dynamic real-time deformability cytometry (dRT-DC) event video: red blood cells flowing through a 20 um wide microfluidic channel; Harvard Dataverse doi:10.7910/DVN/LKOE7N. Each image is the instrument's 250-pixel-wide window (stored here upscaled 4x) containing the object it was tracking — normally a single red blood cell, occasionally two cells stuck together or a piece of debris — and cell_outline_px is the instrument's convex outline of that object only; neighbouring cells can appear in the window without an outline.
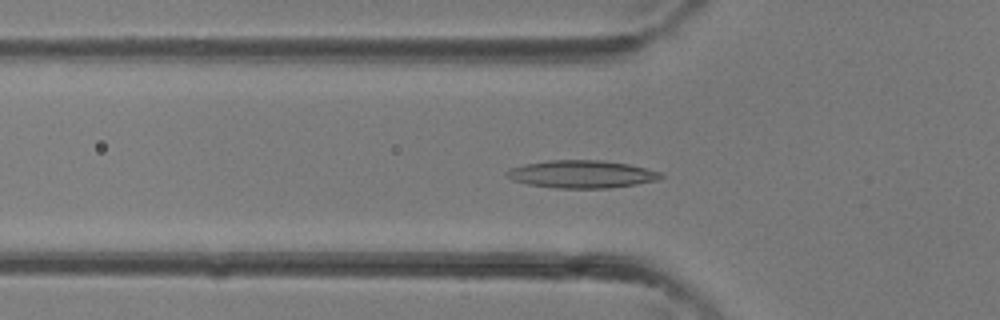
{"species": "common noctule bat (a hibernating species)", "species_latin": "Nyctalus noctula", "temperature_condition": "room temperature", "stored_images_in_passage": 38, "camera_frame_rate_fps": 3000, "um_per_image_px": 0.085, "animal": {"sex": "female"}, "frame": {"image": 1, "passage_image": 12, "time_ms": 3.667, "image_size_px": [1000, 320], "cell_outline_px": [[664, 176], [656, 180], [636, 184], [608, 188], [556, 188], [528, 184], [512, 180], [504, 176], [504, 172], [512, 168], [524, 164], [548, 160], [600, 160], [628, 164], [660, 172]], "centroid_in_image_um": [49.39, 14.8], "position_along_channel_um": 76.4, "area_um2": 24.74}}
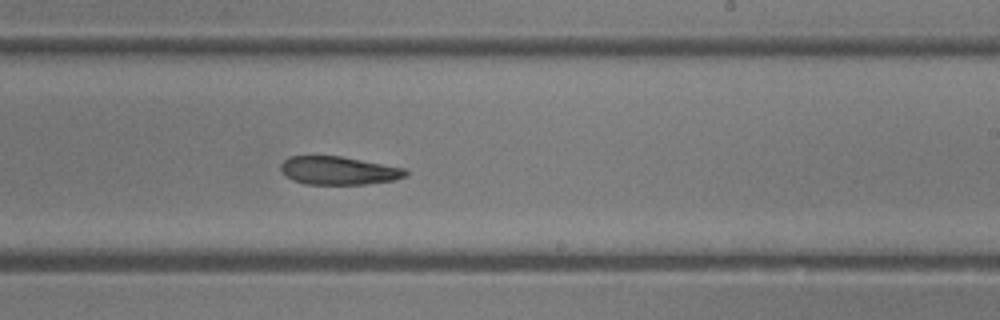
{"frame": {"image": 2, "passage_image": 22, "time_ms": 7.0, "image_size_px": [1000, 320], "cell_outline_px": [[408, 176], [396, 180], [364, 184], [304, 184], [292, 180], [284, 176], [280, 172], [280, 164], [288, 156], [340, 156], [408, 168]], "centroid_in_image_um": [28.79, 14.5], "position_along_channel_um": 260.2, "area_um2": 20.92}}
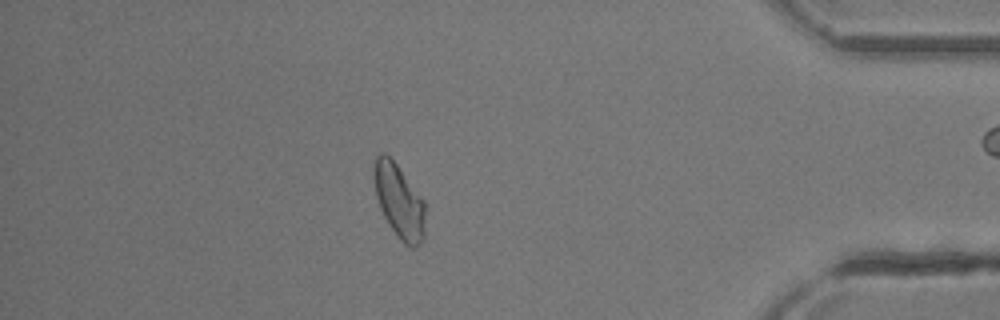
{"frame": {"image": 3, "passage_image": 32, "time_ms": 10.333, "image_size_px": [1000, 320], "cell_outline_px": [[428, 208], [424, 240], [416, 248], [408, 248], [400, 240], [388, 224], [380, 208], [376, 196], [372, 172], [372, 168], [376, 156], [380, 152], [384, 152], [396, 164], [424, 200]], "centroid_in_image_um": [33.96, 17.15], "position_along_channel_um": 401.2, "area_um2": 22.83}}